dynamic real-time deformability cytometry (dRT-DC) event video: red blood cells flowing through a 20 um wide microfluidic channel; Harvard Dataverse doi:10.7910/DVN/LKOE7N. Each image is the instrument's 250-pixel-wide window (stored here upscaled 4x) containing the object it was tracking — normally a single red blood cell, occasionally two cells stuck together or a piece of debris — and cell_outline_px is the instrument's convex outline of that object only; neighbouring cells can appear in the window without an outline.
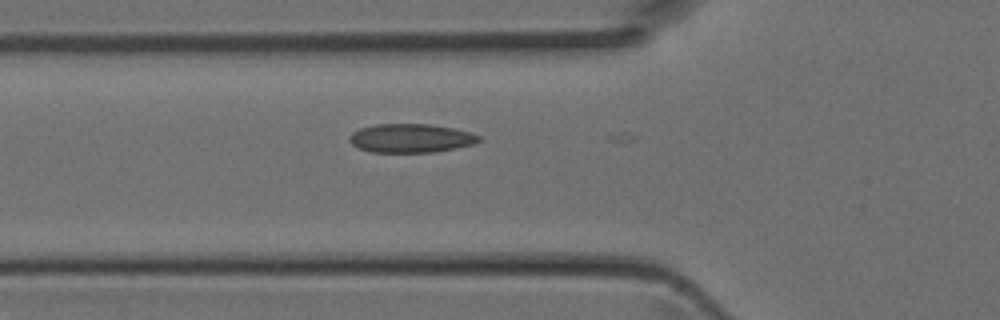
{"species": "Egyptian fruit bat (a non-hibernating species)", "species_latin": "Rousettus aegyptiacus", "temperature_condition": "room temperature", "stored_images_in_passage": 5, "camera_frame_rate_fps": 3000, "um_per_image_px": 0.085, "animal": {"sex": "female"}, "frame": {"image": 1, "passage_image": 5, "time_ms": 1.333, "image_size_px": [1000, 320], "cell_outline_px": [[480, 140], [476, 144], [456, 148], [432, 152], [368, 152], [356, 148], [348, 140], [348, 136], [352, 132], [360, 128], [376, 124], [428, 124], [452, 128], [468, 132], [480, 136]], "centroid_in_image_um": [34.87, 11.75], "position_along_channel_um": 90.9, "area_um2": 21.79}}